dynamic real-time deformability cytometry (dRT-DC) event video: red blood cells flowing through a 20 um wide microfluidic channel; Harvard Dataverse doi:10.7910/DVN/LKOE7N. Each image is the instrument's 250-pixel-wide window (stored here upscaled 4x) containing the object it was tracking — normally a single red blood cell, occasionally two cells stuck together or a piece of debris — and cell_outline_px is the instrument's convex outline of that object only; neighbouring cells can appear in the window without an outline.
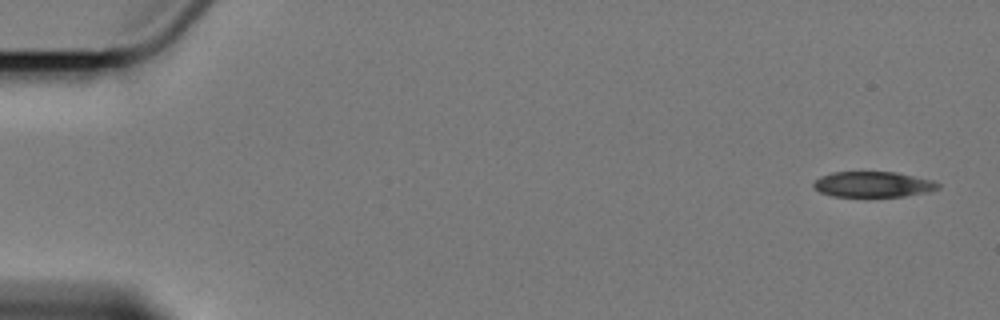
{"species": "Egyptian fruit bat (a non-hibernating species)", "species_latin": "Rousettus aegyptiacus", "temperature_condition": "cold", "stored_images_in_passage": 5, "camera_frame_rate_fps": 3000, "um_per_image_px": 0.085, "animal": {"sex": "female"}, "frame": {"image": 1, "passage_image": 1, "time_ms": 0.0, "image_size_px": [1000, 320], "cell_outline_px": [[940, 188], [928, 192], [904, 196], [868, 200], [832, 196], [820, 192], [812, 188], [812, 184], [820, 176], [832, 172], [896, 172], [932, 180], [940, 184]], "centroid_in_image_um": [74.17, 15.73], "position_along_channel_um": 10.8, "area_um2": 19.59}}
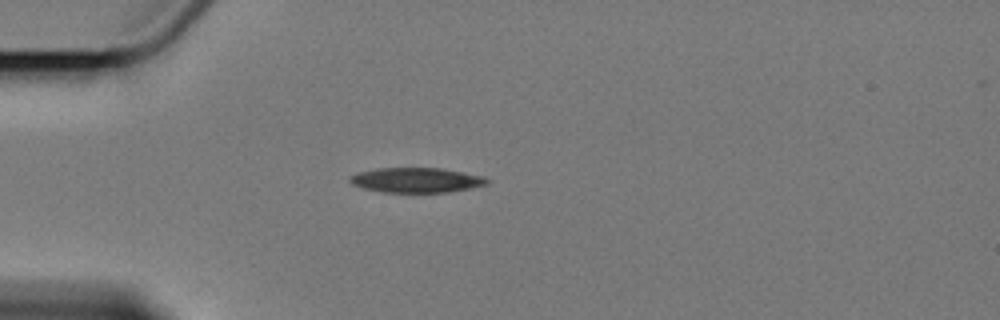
{"frame": {"image": 2, "passage_image": 5, "time_ms": 4.667, "image_size_px": [1000, 320], "cell_outline_px": [[492, 180], [488, 184], [448, 192], [384, 192], [364, 188], [352, 184], [348, 180], [348, 176], [360, 172], [376, 168], [440, 168], [484, 176]], "centroid_in_image_um": [35.39, 15.3], "position_along_channel_um": 49.6, "area_um2": 19.83}}